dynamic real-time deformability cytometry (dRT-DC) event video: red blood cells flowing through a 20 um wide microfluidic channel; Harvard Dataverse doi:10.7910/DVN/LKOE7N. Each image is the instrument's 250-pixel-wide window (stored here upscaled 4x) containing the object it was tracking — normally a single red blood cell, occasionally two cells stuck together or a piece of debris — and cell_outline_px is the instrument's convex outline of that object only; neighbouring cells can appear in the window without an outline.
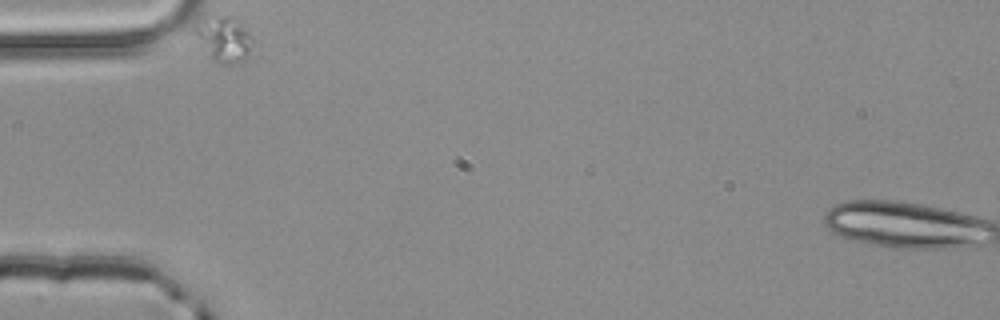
{"species": "common noctule bat (a hibernating species)", "species_latin": "Nyctalus noctula", "temperature_condition": "room temperature", "stored_images_in_passage": 4, "camera_frame_rate_fps": 3000, "um_per_image_px": 0.085, "animal": {"sex": "male", "body_mass_g": 20.4}, "frame": {"image": 1, "passage_image": 1, "time_ms": 0.0, "image_size_px": [1000, 320], "cell_outline_px": [[252, 44], [244, 60], [228, 64], [220, 64], [212, 60], [196, 36], [192, 28], [196, 24], [216, 16], [232, 16], [248, 32], [252, 40]], "centroid_in_image_um": [19.02, 3.34], "position_along_channel_um": 66.0, "area_um2": 14.62}}